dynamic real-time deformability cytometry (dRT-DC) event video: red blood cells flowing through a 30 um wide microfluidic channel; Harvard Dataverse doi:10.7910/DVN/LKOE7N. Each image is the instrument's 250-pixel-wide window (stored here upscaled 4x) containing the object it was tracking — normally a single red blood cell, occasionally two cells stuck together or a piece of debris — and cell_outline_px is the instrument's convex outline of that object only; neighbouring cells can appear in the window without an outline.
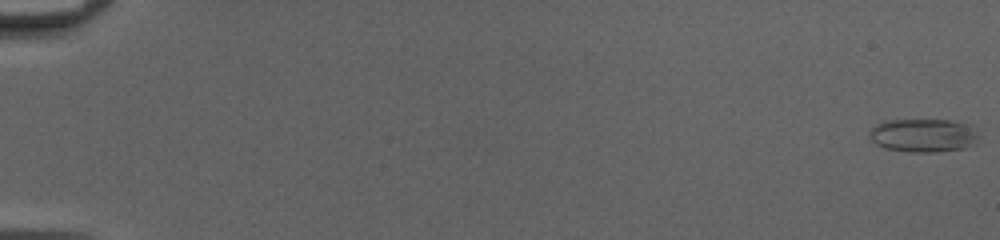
{"species": "common noctule bat (a hibernating species)", "species_latin": "Nyctalus noctula", "temperature_condition": "cold", "stored_images_in_passage": 52, "camera_frame_rate_fps": 3000, "um_per_image_px": 0.085, "animal": {"sex": "female", "body_mass_g": 20.0, "forearm_length_mm": 54.0}, "frame": {"image": 1, "passage_image": 1, "time_ms": 0.0, "image_size_px": [1000, 240], "cell_outline_px": [[980, 136], [976, 144], [964, 148], [936, 152], [908, 152], [884, 148], [876, 144], [868, 136], [868, 132], [876, 124], [884, 120], [956, 120], [972, 124]], "centroid_in_image_um": [78.53, 11.5], "position_along_channel_um": 6.5, "area_um2": 21.85}}
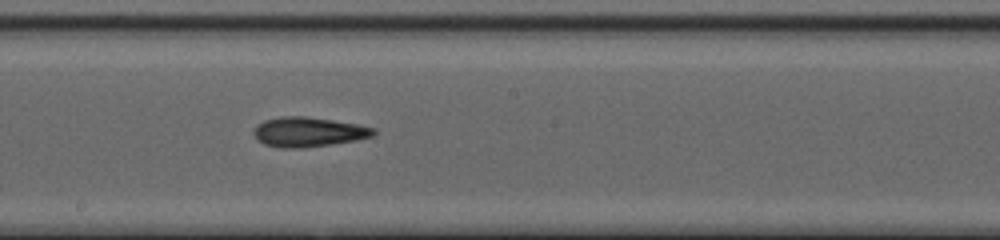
{"frame": {"image": 2, "passage_image": 31, "time_ms": 10.0, "image_size_px": [1000, 240], "cell_outline_px": [[376, 132], [372, 136], [356, 140], [300, 148], [284, 148], [264, 144], [256, 140], [252, 132], [256, 124], [264, 120], [280, 116], [304, 116], [332, 120], [356, 124], [376, 128]], "centroid_in_image_um": [26.15, 11.21], "position_along_channel_um": 222.0, "area_um2": 20.69}}
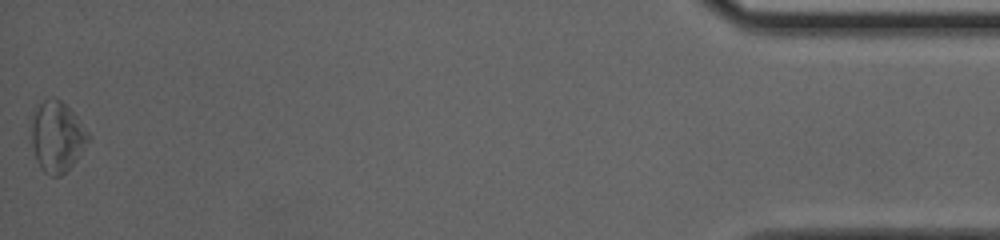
{"frame": {"image": 3, "passage_image": 52, "time_ms": 17.0, "image_size_px": [1000, 240], "cell_outline_px": [[92, 136], [76, 160], [60, 176], [52, 176], [44, 172], [40, 168], [36, 160], [32, 144], [32, 124], [36, 112], [40, 104], [44, 100], [52, 96], [56, 96], [80, 120]], "centroid_in_image_um": [4.88, 11.63], "position_along_channel_um": 430.3, "area_um2": 23.06}, "authors_computed_cell_mechanics": {"area_um2": 20.5768, "velocity_mm_per_s": 4.1855, "shape_relaxation_time_tau1_ms": null, "shape_relaxation_time_tau2_ms": 7.2287, "deformation_change_tau1": null, "deformation_change_tau2": 0.1969}}